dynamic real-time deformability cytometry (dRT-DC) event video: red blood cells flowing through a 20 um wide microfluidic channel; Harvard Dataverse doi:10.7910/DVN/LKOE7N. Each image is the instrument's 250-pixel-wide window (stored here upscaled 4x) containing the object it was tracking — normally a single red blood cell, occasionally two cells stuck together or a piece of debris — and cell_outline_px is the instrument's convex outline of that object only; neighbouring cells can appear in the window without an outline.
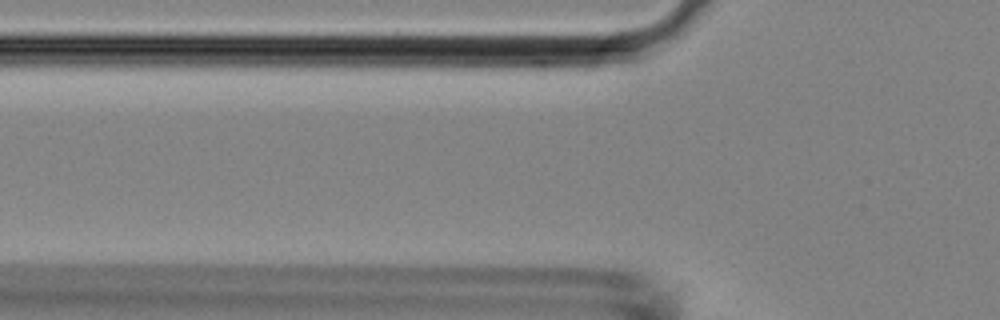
{"species": "Egyptian fruit bat (a non-hibernating species)", "species_latin": "Rousettus aegyptiacus", "temperature_condition": "room temperature", "stored_images_in_passage": 5, "camera_frame_rate_fps": 3000, "um_per_image_px": 0.085, "animal": {"sex": "female"}, "frame": {"image": 1, "passage_image": 3, "time_ms": 0.667, "image_size_px": [1000, 320], "cell_outline_px": [[552, 64], [544, 76], [464, 64], [444, 52], [440, 48], [440, 44], [528, 44], [548, 60]], "centroid_in_image_um": [42.52, 4.85], "position_along_channel_um": 83.3, "area_um2": 17.05}}